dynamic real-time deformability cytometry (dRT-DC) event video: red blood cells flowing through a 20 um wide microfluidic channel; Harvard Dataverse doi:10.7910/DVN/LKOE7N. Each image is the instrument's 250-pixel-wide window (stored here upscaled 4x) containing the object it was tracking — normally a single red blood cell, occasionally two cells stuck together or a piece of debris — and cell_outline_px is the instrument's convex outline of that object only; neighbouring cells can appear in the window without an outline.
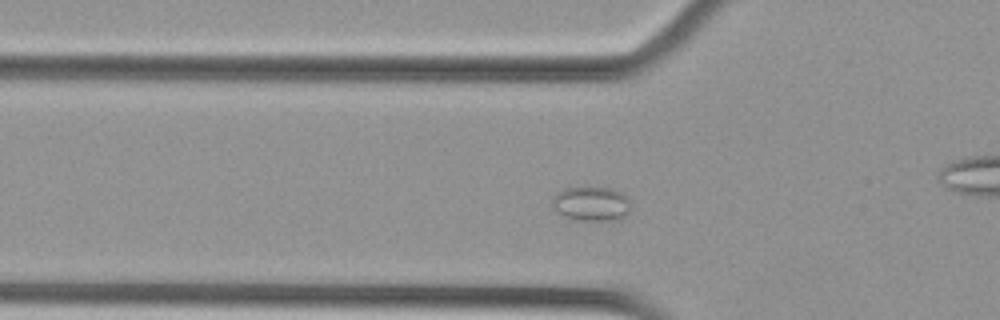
{"species": "Egyptian fruit bat (a non-hibernating species)", "species_latin": "Rousettus aegyptiacus", "temperature_condition": "cold", "stored_images_in_passage": 46, "camera_frame_rate_fps": 3000, "um_per_image_px": 0.085, "animal": {"sex": "female"}, "frame": {"image": 1, "passage_image": 9, "time_ms": 2.667, "image_size_px": [1000, 320], "cell_outline_px": [[628, 212], [624, 216], [616, 220], [576, 220], [564, 216], [556, 212], [552, 208], [552, 200], [564, 188], [612, 188], [620, 192], [628, 200]], "centroid_in_image_um": [50.22, 17.34], "position_along_channel_um": 75.6, "area_um2": 15.37}}
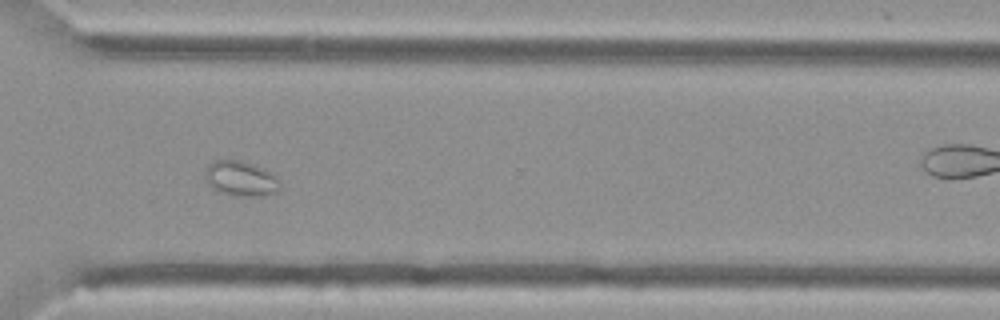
{"frame": {"image": 2, "passage_image": 31, "time_ms": 10.0, "image_size_px": [1000, 320], "cell_outline_px": [[280, 188], [276, 192], [264, 196], [244, 196], [220, 192], [212, 188], [208, 184], [204, 176], [204, 172], [208, 164], [212, 160], [240, 160], [264, 168], [272, 172], [280, 180]], "centroid_in_image_um": [20.47, 15.17], "position_along_channel_um": 350.1, "area_um2": 15.49}}